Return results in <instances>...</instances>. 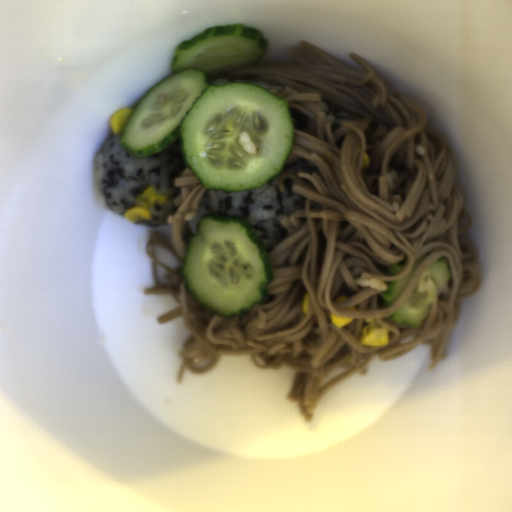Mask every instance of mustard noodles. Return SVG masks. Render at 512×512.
<instances>
[{"mask_svg":"<svg viewBox=\"0 0 512 512\" xmlns=\"http://www.w3.org/2000/svg\"><path fill=\"white\" fill-rule=\"evenodd\" d=\"M290 59H260L225 67L208 80L246 78L280 84L270 92L286 101L292 122L291 151L277 175L303 198L281 218L286 238L268 252L274 279L265 300L250 312L219 317L187 291L181 275L189 238L186 223L206 191L187 167L175 178L180 192L168 217L166 237L153 230L146 246L153 285L145 295H165L177 307L160 324L183 318L187 335L176 382L186 371L208 373L222 356L250 355L262 370L287 368L293 379L290 401L302 419L313 421L323 395L356 374L369 375L375 360L394 361L418 345L430 346L435 370L464 300L482 286L477 244L460 240L474 229L464 207L447 143L426 125L421 108L390 90L377 70L357 53L352 68L311 41H301ZM366 152L370 166L361 168ZM428 258L401 297L385 308L388 281L406 275L414 260ZM446 259L451 278L433 303L422 327L412 329L388 318L410 296L434 261ZM406 263L388 275L392 264ZM310 294L307 314L302 299ZM349 299L335 302L340 296ZM357 306V311L339 308ZM331 310L354 317L333 326ZM366 318L387 329L389 344L366 346L359 338Z\"/></svg>","mask_w":512,"mask_h":512,"instance_id":"1","label":"mustard noodles"}]
</instances>
